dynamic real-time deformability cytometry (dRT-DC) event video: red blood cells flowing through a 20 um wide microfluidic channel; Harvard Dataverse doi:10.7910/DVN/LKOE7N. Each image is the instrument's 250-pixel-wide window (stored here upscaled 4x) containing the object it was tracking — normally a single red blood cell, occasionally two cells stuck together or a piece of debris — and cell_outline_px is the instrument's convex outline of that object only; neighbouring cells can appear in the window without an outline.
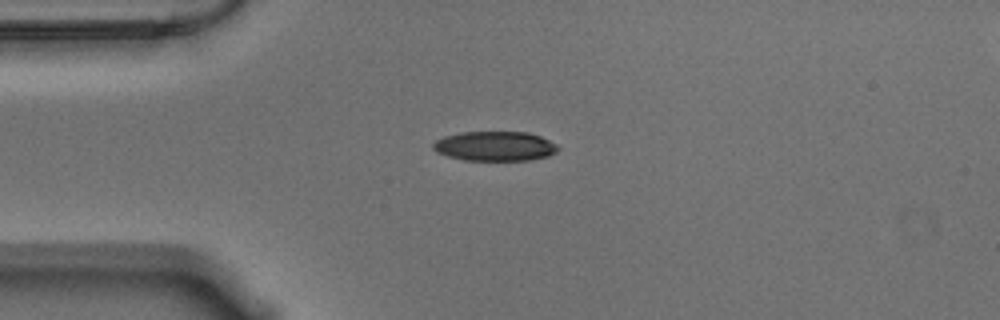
{"species": "Egyptian fruit bat (a non-hibernating species)", "species_latin": "Rousettus aegyptiacus", "temperature_condition": "warm", "stored_images_in_passage": 44, "camera_frame_rate_fps": 3000, "um_per_image_px": 0.085, "animal": {"sex": "male"}, "frame": {"image": 1, "passage_image": 1, "time_ms": 0.0, "image_size_px": [1000, 320], "cell_outline_px": [[560, 148], [556, 152], [548, 156], [528, 160], [464, 160], [448, 156], [436, 152], [432, 148], [432, 144], [436, 140], [444, 136], [460, 132], [528, 132], [540, 136], [556, 144]], "centroid_in_image_um": [42.05, 12.42], "position_along_channel_um": 42.9, "area_um2": 21.56}}
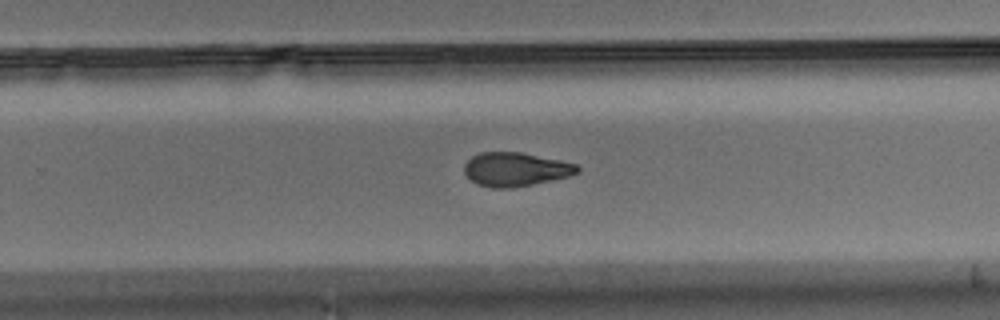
{"frame": {"image": 2, "passage_image": 23, "time_ms": 7.333, "image_size_px": [1000, 320], "cell_outline_px": [[580, 172], [568, 176], [532, 184], [512, 188], [492, 188], [476, 184], [464, 172], [464, 164], [472, 156], [480, 152], [520, 152], [560, 160], [576, 164], [580, 168]], "centroid_in_image_um": [43.8, 14.39], "position_along_channel_um": 286.0, "area_um2": 22.2}}
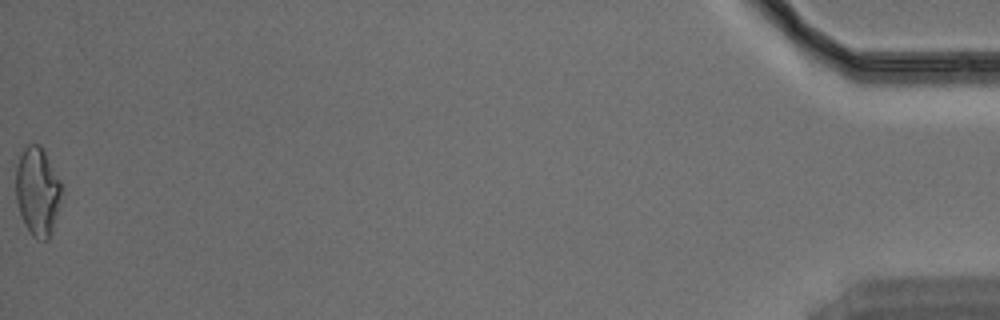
{"frame": {"image": 3, "passage_image": 44, "time_ms": 14.333, "image_size_px": [1000, 320], "cell_outline_px": [[64, 188], [52, 232], [48, 240], [36, 240], [28, 232], [20, 216], [16, 200], [16, 164], [24, 148], [28, 144], [40, 144], [44, 148]], "centroid_in_image_um": [3.2, 16.28], "position_along_channel_um": 432.0, "area_um2": 24.22}, "authors_computed_cell_mechanics": {"area_um2": 22.8599, "velocity_mm_per_s": 3.5516, "shape_relaxation_time_tau1_ms": 6.7864, "shape_relaxation_time_tau2_ms": 2.8886, "deformation_change_tau1": 0.1682, "deformation_change_tau2": 0.0934}}